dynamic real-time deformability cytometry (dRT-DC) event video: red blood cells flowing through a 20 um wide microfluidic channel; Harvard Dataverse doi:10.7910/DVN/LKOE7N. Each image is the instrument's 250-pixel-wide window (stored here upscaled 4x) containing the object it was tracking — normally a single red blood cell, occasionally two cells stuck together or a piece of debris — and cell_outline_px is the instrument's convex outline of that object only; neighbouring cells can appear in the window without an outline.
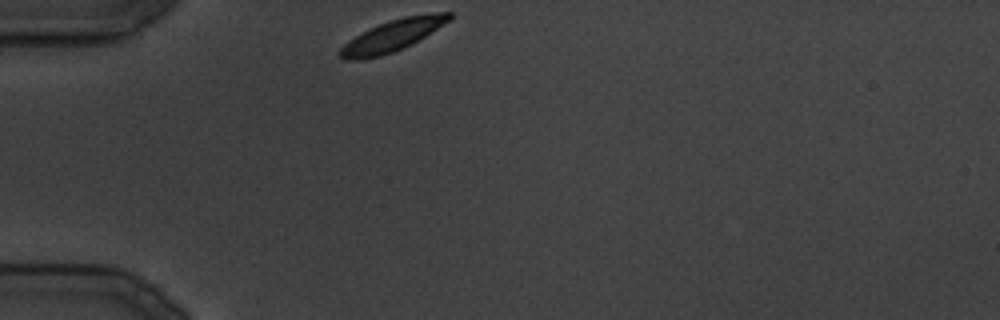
{"species": "common noctule bat (a hibernating species)", "species_latin": "Nyctalus noctula", "temperature_condition": "cold", "stored_images_in_passage": 5, "camera_frame_rate_fps": 3000, "um_per_image_px": 0.085, "animal": {"sex": "male", "body_mass_g": 19.5, "forearm_length_mm": 54.6}, "frame": {"image": 1, "passage_image": 1, "time_ms": 0.0, "image_size_px": [1000, 320], "cell_outline_px": [[452, 16], [448, 20], [412, 44], [392, 52], [380, 56], [356, 60], [344, 60], [336, 52], [348, 40], [380, 24], [404, 16], [436, 12], [452, 12]], "centroid_in_image_um": [33.31, 3.04], "position_along_channel_um": 51.7, "area_um2": 19.48}}